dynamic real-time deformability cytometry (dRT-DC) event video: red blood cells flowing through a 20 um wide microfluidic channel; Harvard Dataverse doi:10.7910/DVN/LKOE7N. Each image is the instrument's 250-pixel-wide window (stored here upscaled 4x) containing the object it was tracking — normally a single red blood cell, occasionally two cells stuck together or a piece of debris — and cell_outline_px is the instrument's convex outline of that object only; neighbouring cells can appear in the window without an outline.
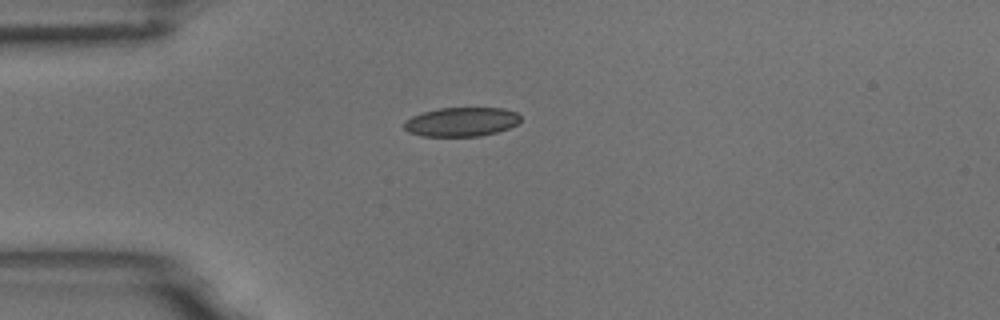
{"species": "common noctule bat (a hibernating species)", "species_latin": "Nyctalus noctula", "temperature_condition": "room temperature", "stored_images_in_passage": 6, "camera_frame_rate_fps": 3000, "um_per_image_px": 0.085, "animal": {"sex": "male", "body_mass_g": 18.8}, "frame": {"image": 1, "passage_image": 1, "time_ms": 0.0, "image_size_px": [1000, 320], "cell_outline_px": [[520, 120], [516, 124], [508, 128], [496, 132], [480, 136], [420, 136], [408, 132], [404, 128], [404, 120], [412, 116], [424, 112], [440, 108], [504, 108], [516, 112], [520, 116]], "centroid_in_image_um": [39.2, 10.36], "position_along_channel_um": 45.8, "area_um2": 19.71}}
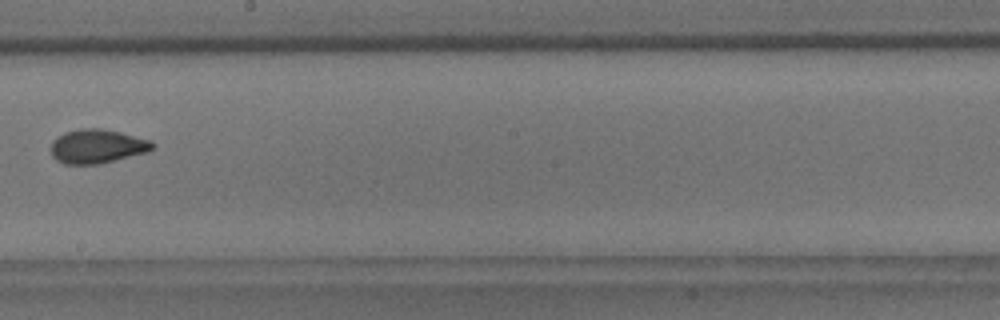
{"frame": {"image": 2, "passage_image": 6, "time_ms": 1.667, "image_size_px": [1000, 320], "cell_outline_px": [[156, 148], [148, 152], [100, 164], [64, 164], [56, 160], [52, 156], [52, 140], [56, 136], [64, 132], [80, 128], [100, 128], [120, 132], [152, 140], [156, 144]], "centroid_in_image_um": [8.29, 12.43], "position_along_channel_um": 239.9, "area_um2": 20.46}}